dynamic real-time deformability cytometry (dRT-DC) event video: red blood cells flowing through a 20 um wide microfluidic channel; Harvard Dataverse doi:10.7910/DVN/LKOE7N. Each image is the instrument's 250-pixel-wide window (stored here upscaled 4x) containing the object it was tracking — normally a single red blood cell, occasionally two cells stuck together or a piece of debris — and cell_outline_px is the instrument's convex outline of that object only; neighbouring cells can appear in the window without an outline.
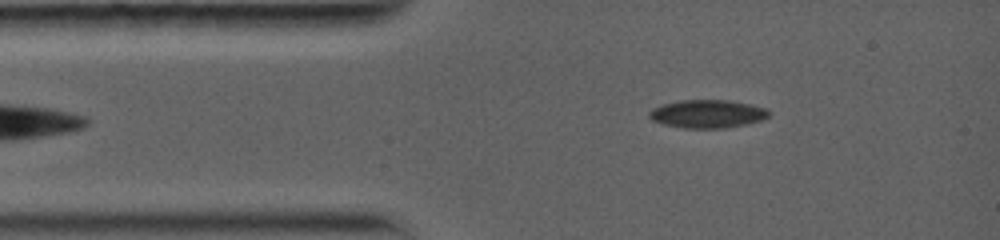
{"species": "common noctule bat (a hibernating species)", "species_latin": "Nyctalus noctula", "temperature_condition": "warm", "stored_images_in_passage": 8, "camera_frame_rate_fps": 5000, "um_per_image_px": 0.085, "animal": {"sex": "female", "body_mass_g": 19.0, "forearm_length_mm": 56.7}, "frame": {"image": 1, "passage_image": 3, "time_ms": 1.8, "image_size_px": [1000, 240], "cell_outline_px": [[772, 112], [768, 116], [760, 120], [744, 124], [724, 128], [684, 128], [664, 124], [652, 120], [648, 116], [648, 112], [652, 108], [660, 104], [680, 100], [728, 100], [752, 104], [768, 108]], "centroid_in_image_um": [60.12, 9.66], "position_along_channel_um": 24.9, "area_um2": 19.77}}
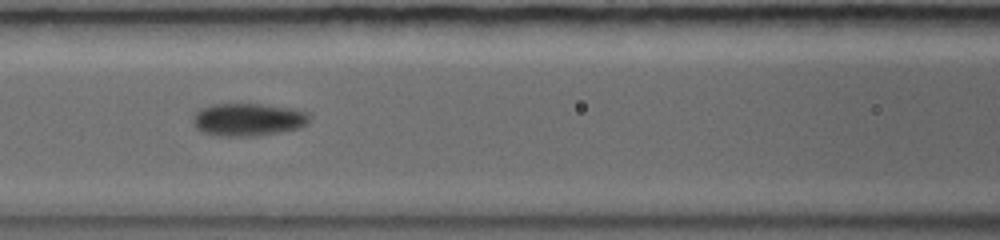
{"frame": {"image": 2, "passage_image": 7, "time_ms": 5.6, "image_size_px": [1000, 240], "cell_outline_px": [[308, 124], [300, 128], [280, 132], [256, 136], [216, 136], [200, 132], [196, 128], [192, 120], [192, 116], [200, 108], [212, 104], [260, 104], [296, 108], [308, 112]], "centroid_in_image_um": [21.07, 10.16], "position_along_channel_um": 145.5, "area_um2": 22.6}}
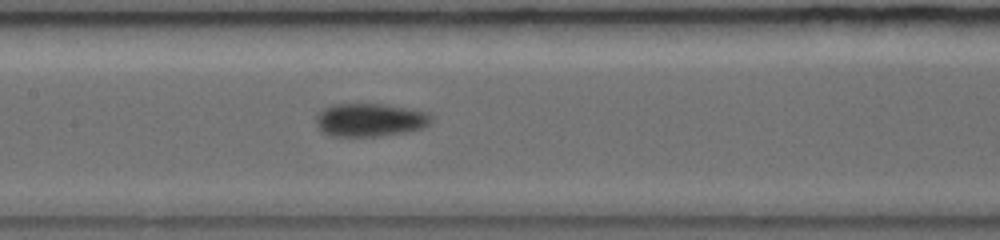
{"frame": {"image": 3, "passage_image": 8, "time_ms": 6.4, "image_size_px": [1000, 240], "cell_outline_px": [[432, 120], [424, 128], [408, 132], [380, 136], [332, 136], [324, 132], [316, 124], [316, 116], [324, 108], [332, 104], [384, 104], [412, 108], [428, 112], [432, 116]], "centroid_in_image_um": [31.5, 10.19], "position_along_channel_um": 175.9, "area_um2": 22.48}}